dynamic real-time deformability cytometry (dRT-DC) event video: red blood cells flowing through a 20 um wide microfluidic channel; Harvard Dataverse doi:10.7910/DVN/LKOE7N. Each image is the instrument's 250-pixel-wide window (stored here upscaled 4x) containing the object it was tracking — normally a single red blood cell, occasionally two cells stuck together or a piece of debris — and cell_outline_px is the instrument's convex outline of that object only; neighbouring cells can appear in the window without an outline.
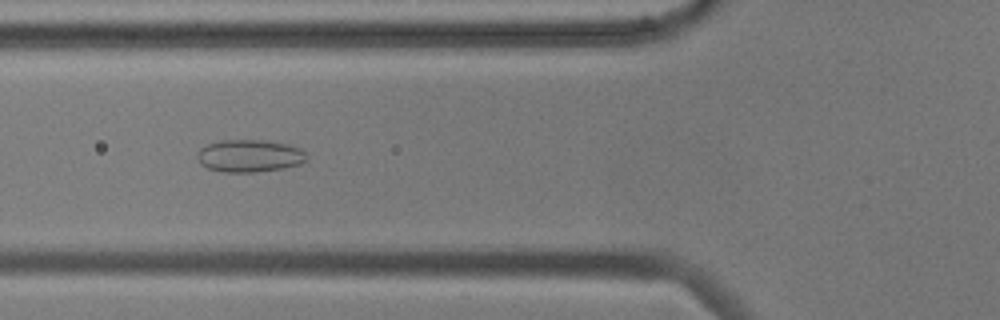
{"species": "common noctule bat (a hibernating species)", "species_latin": "Nyctalus noctula", "temperature_condition": "cold", "stored_images_in_passage": 26, "camera_frame_rate_fps": 3000, "um_per_image_px": 0.085, "animal": {"sex": "male", "body_mass_g": 17.9, "forearm_length_mm": 54.2}, "frame": {"image": 1, "passage_image": 5, "time_ms": 1.333, "image_size_px": [1000, 320], "cell_outline_px": [[308, 160], [300, 164], [284, 168], [256, 172], [224, 172], [208, 168], [200, 164], [196, 156], [196, 152], [200, 148], [208, 144], [220, 140], [264, 140], [288, 144], [300, 148], [308, 156]], "centroid_in_image_um": [21.21, 13.24], "position_along_channel_um": 104.6, "area_um2": 20.92}}
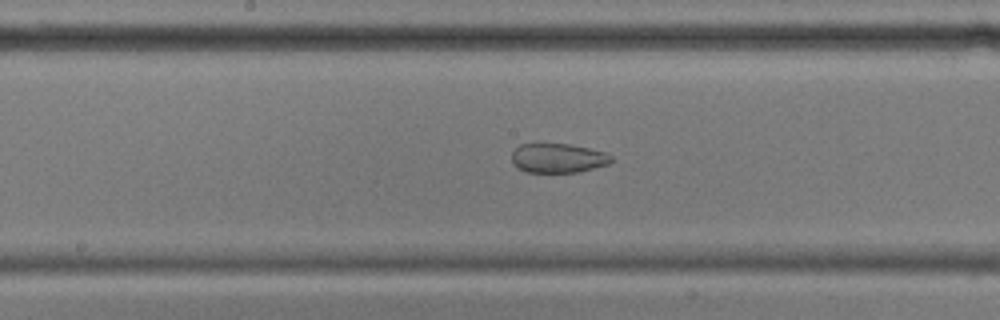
{"frame": {"image": 2, "passage_image": 13, "time_ms": 4.0, "image_size_px": [1000, 320], "cell_outline_px": [[612, 160], [608, 164], [580, 172], [524, 172], [512, 164], [512, 152], [520, 144], [536, 140], [572, 144], [604, 152], [612, 156]], "centroid_in_image_um": [47.35, 13.39], "position_along_channel_um": 200.8, "area_um2": 17.8}}
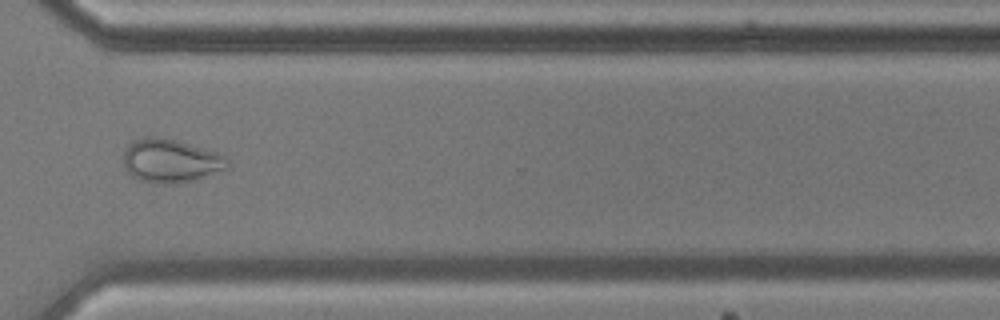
{"frame": {"image": 3, "passage_image": 26, "time_ms": 8.333, "image_size_px": [1000, 320], "cell_outline_px": [[228, 168], [196, 180], [140, 180], [132, 176], [124, 168], [124, 152], [128, 144], [132, 140], [156, 136], [188, 144], [216, 152], [224, 156], [228, 160]], "centroid_in_image_um": [14.49, 13.62], "position_along_channel_um": 356.1, "area_um2": 25.2}}